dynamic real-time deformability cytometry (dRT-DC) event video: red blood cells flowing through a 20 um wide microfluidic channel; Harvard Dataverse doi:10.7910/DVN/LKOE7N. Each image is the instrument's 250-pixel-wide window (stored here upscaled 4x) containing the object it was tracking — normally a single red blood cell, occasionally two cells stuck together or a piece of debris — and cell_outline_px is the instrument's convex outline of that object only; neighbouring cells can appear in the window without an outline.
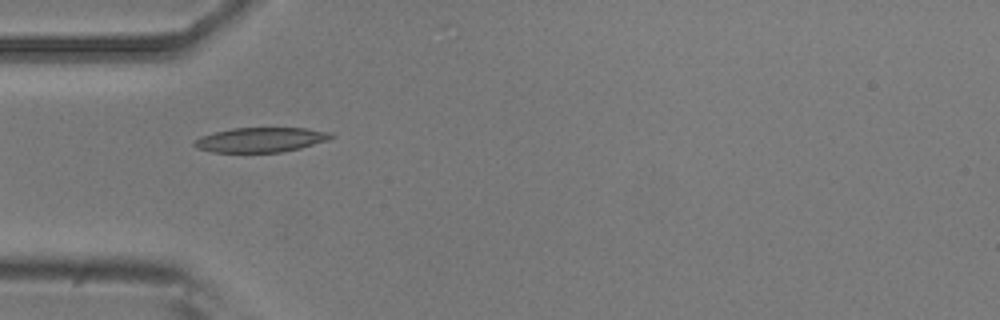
{"species": "common noctule bat (a hibernating species)", "species_latin": "Nyctalus noctula", "temperature_condition": "room temperature", "stored_images_in_passage": 8, "camera_frame_rate_fps": 3000, "um_per_image_px": 0.085, "animal": {"sex": "male", "body_mass_g": 20.5, "forearm_length_mm": 52.5}, "frame": {"image": 1, "passage_image": 4, "time_ms": 4.333, "image_size_px": [1000, 320], "cell_outline_px": [[336, 136], [328, 140], [300, 148], [280, 152], [212, 152], [196, 148], [192, 144], [200, 136], [232, 128], [308, 128], [332, 132]], "centroid_in_image_um": [22.19, 11.88], "position_along_channel_um": 62.8, "area_um2": 19.71}}
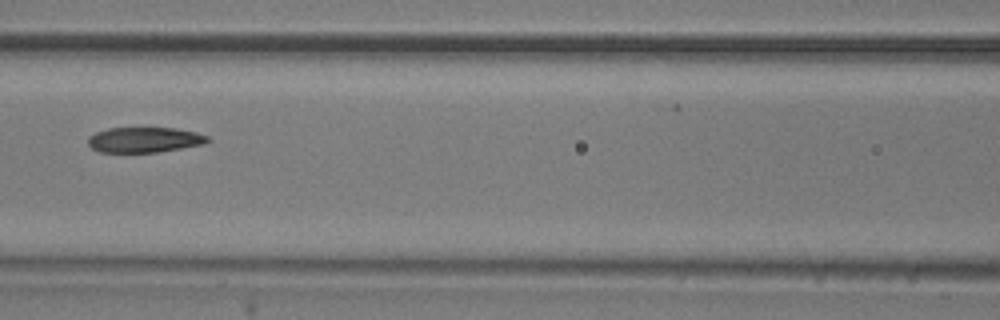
{"frame": {"image": 2, "passage_image": 6, "time_ms": 6.667, "image_size_px": [1000, 320], "cell_outline_px": [[212, 140], [204, 144], [160, 152], [100, 152], [92, 148], [88, 144], [88, 136], [96, 132], [108, 128], [176, 128], [196, 132], [208, 136]], "centroid_in_image_um": [12.3, 11.88], "position_along_channel_um": 154.3, "area_um2": 17.74}}
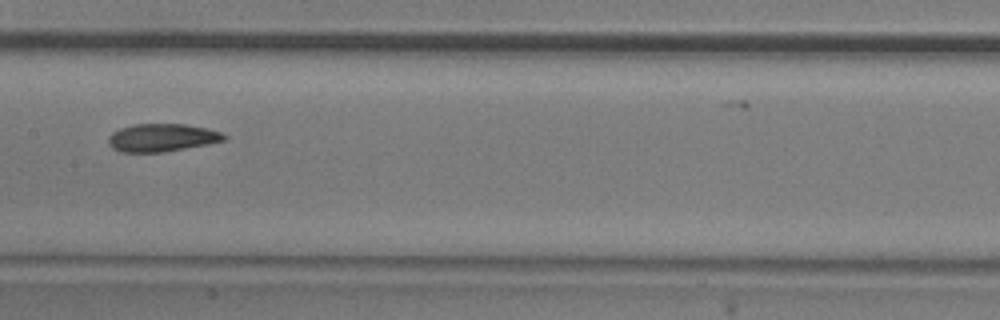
{"frame": {"image": 3, "passage_image": 7, "time_ms": 7.667, "image_size_px": [1000, 320], "cell_outline_px": [[228, 140], [208, 144], [164, 152], [120, 152], [112, 148], [108, 144], [108, 136], [112, 132], [120, 128], [136, 124], [184, 124], [208, 128], [224, 132], [228, 136]], "centroid_in_image_um": [13.81, 11.7], "position_along_channel_um": 193.6, "area_um2": 19.07}}